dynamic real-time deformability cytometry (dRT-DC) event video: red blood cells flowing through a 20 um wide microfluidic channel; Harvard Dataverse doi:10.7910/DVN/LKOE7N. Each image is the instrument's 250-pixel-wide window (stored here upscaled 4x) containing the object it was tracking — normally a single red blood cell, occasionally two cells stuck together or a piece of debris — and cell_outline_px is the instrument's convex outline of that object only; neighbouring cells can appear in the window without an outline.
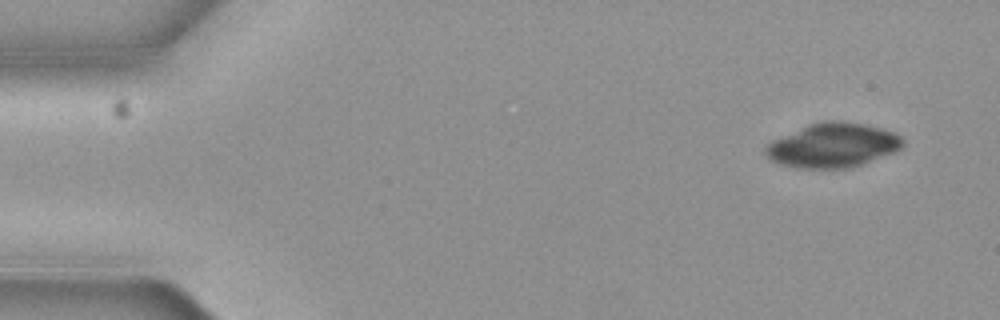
{"species": "common noctule bat (a hibernating species)", "species_latin": "Nyctalus noctula", "temperature_condition": "cold", "stored_images_in_passage": 4, "camera_frame_rate_fps": 3000, "um_per_image_px": 0.085, "animal": {"sex": "female", "body_mass_g": 19.3, "forearm_length_mm": 54.1}, "frame": {"image": 1, "passage_image": 1, "time_ms": 0.0, "image_size_px": [1000, 320], "cell_outline_px": [[904, 144], [900, 148], [892, 152], [864, 164], [852, 168], [796, 168], [780, 164], [772, 160], [764, 152], [764, 148], [772, 140], [812, 124], [828, 120], [832, 120], [860, 124], [880, 128], [892, 132], [900, 136], [904, 140]], "centroid_in_image_um": [70.79, 12.38], "position_along_channel_um": 14.2, "area_um2": 34.85}}